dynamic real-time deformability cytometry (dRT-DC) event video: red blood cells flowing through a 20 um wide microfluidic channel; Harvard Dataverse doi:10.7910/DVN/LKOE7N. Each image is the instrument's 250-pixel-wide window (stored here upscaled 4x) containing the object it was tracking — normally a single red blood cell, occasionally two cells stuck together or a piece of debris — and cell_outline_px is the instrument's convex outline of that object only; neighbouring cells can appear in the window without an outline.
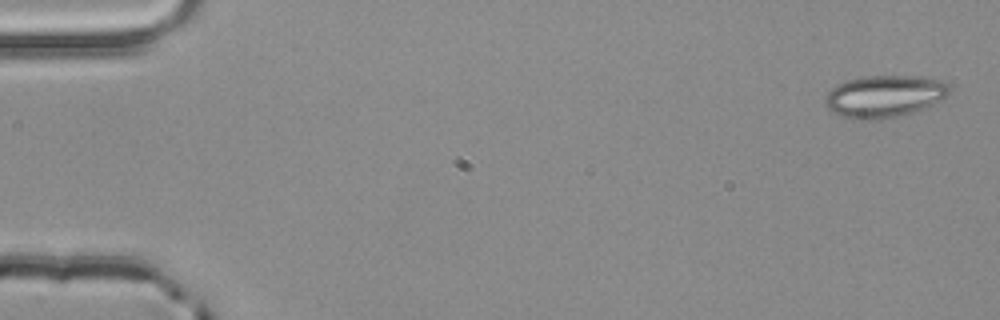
{"species": "common noctule bat (a hibernating species)", "species_latin": "Nyctalus noctula", "temperature_condition": "room temperature", "stored_images_in_passage": 3, "camera_frame_rate_fps": 3000, "um_per_image_px": 0.085, "animal": {"sex": "male", "body_mass_g": 20.4}, "frame": {"image": 1, "passage_image": 3, "time_ms": 0.667, "image_size_px": [1000, 320], "cell_outline_px": [[952, 92], [948, 96], [932, 104], [912, 112], [880, 120], [852, 120], [840, 116], [832, 112], [824, 104], [824, 96], [836, 84], [844, 80], [868, 76], [920, 76], [944, 80], [948, 84]], "centroid_in_image_um": [75.15, 8.18], "position_along_channel_um": 9.9, "area_um2": 30.98}}